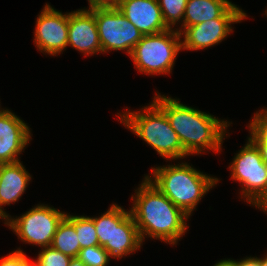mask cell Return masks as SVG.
Returning a JSON list of instances; mask_svg holds the SVG:
<instances>
[{
    "label": "cell",
    "mask_w": 267,
    "mask_h": 266,
    "mask_svg": "<svg viewBox=\"0 0 267 266\" xmlns=\"http://www.w3.org/2000/svg\"><path fill=\"white\" fill-rule=\"evenodd\" d=\"M130 210L142 243L146 237L176 245L188 230V216L146 177L135 190Z\"/></svg>",
    "instance_id": "obj_1"
},
{
    "label": "cell",
    "mask_w": 267,
    "mask_h": 266,
    "mask_svg": "<svg viewBox=\"0 0 267 266\" xmlns=\"http://www.w3.org/2000/svg\"><path fill=\"white\" fill-rule=\"evenodd\" d=\"M179 100L156 92L152 101L166 114L189 155L202 154L206 149L219 153L224 136H229L225 134L227 128L232 123L182 104Z\"/></svg>",
    "instance_id": "obj_2"
},
{
    "label": "cell",
    "mask_w": 267,
    "mask_h": 266,
    "mask_svg": "<svg viewBox=\"0 0 267 266\" xmlns=\"http://www.w3.org/2000/svg\"><path fill=\"white\" fill-rule=\"evenodd\" d=\"M151 171L153 174H146L145 177L188 216H191L203 196L219 182L218 178L208 176L187 162L154 166Z\"/></svg>",
    "instance_id": "obj_3"
},
{
    "label": "cell",
    "mask_w": 267,
    "mask_h": 266,
    "mask_svg": "<svg viewBox=\"0 0 267 266\" xmlns=\"http://www.w3.org/2000/svg\"><path fill=\"white\" fill-rule=\"evenodd\" d=\"M151 102L139 111L125 109V113H117V117L127 129L149 144L165 160L172 161L189 156L178 134L170 126L166 114Z\"/></svg>",
    "instance_id": "obj_4"
},
{
    "label": "cell",
    "mask_w": 267,
    "mask_h": 266,
    "mask_svg": "<svg viewBox=\"0 0 267 266\" xmlns=\"http://www.w3.org/2000/svg\"><path fill=\"white\" fill-rule=\"evenodd\" d=\"M228 169L231 179L240 182L243 200L267 213V164L249 137Z\"/></svg>",
    "instance_id": "obj_5"
},
{
    "label": "cell",
    "mask_w": 267,
    "mask_h": 266,
    "mask_svg": "<svg viewBox=\"0 0 267 266\" xmlns=\"http://www.w3.org/2000/svg\"><path fill=\"white\" fill-rule=\"evenodd\" d=\"M182 50L181 36L176 29L143 35L135 45L130 58L140 73L148 75L170 74Z\"/></svg>",
    "instance_id": "obj_6"
},
{
    "label": "cell",
    "mask_w": 267,
    "mask_h": 266,
    "mask_svg": "<svg viewBox=\"0 0 267 266\" xmlns=\"http://www.w3.org/2000/svg\"><path fill=\"white\" fill-rule=\"evenodd\" d=\"M67 213L44 204H38L19 216H9L4 224L8 226L22 242L39 247L51 246L58 225Z\"/></svg>",
    "instance_id": "obj_7"
},
{
    "label": "cell",
    "mask_w": 267,
    "mask_h": 266,
    "mask_svg": "<svg viewBox=\"0 0 267 266\" xmlns=\"http://www.w3.org/2000/svg\"><path fill=\"white\" fill-rule=\"evenodd\" d=\"M89 10L95 17L102 53L124 50L130 56L143 37L141 32L117 8Z\"/></svg>",
    "instance_id": "obj_8"
},
{
    "label": "cell",
    "mask_w": 267,
    "mask_h": 266,
    "mask_svg": "<svg viewBox=\"0 0 267 266\" xmlns=\"http://www.w3.org/2000/svg\"><path fill=\"white\" fill-rule=\"evenodd\" d=\"M247 14L234 3L219 17L194 26L176 28L180 33L182 50H202L212 47L233 32L231 24L240 23Z\"/></svg>",
    "instance_id": "obj_9"
},
{
    "label": "cell",
    "mask_w": 267,
    "mask_h": 266,
    "mask_svg": "<svg viewBox=\"0 0 267 266\" xmlns=\"http://www.w3.org/2000/svg\"><path fill=\"white\" fill-rule=\"evenodd\" d=\"M69 13L63 14L51 5H44L36 19L34 44L37 49L48 55L61 54L68 43Z\"/></svg>",
    "instance_id": "obj_10"
},
{
    "label": "cell",
    "mask_w": 267,
    "mask_h": 266,
    "mask_svg": "<svg viewBox=\"0 0 267 266\" xmlns=\"http://www.w3.org/2000/svg\"><path fill=\"white\" fill-rule=\"evenodd\" d=\"M30 127L9 109L0 112V164L20 161L31 138Z\"/></svg>",
    "instance_id": "obj_11"
},
{
    "label": "cell",
    "mask_w": 267,
    "mask_h": 266,
    "mask_svg": "<svg viewBox=\"0 0 267 266\" xmlns=\"http://www.w3.org/2000/svg\"><path fill=\"white\" fill-rule=\"evenodd\" d=\"M68 34L67 46L84 56L102 53L95 17L89 9L69 12Z\"/></svg>",
    "instance_id": "obj_12"
},
{
    "label": "cell",
    "mask_w": 267,
    "mask_h": 266,
    "mask_svg": "<svg viewBox=\"0 0 267 266\" xmlns=\"http://www.w3.org/2000/svg\"><path fill=\"white\" fill-rule=\"evenodd\" d=\"M142 244L130 210L113 203L111 257L121 259L141 249Z\"/></svg>",
    "instance_id": "obj_13"
},
{
    "label": "cell",
    "mask_w": 267,
    "mask_h": 266,
    "mask_svg": "<svg viewBox=\"0 0 267 266\" xmlns=\"http://www.w3.org/2000/svg\"><path fill=\"white\" fill-rule=\"evenodd\" d=\"M117 9L142 35L170 29L165 24L158 0H123Z\"/></svg>",
    "instance_id": "obj_14"
},
{
    "label": "cell",
    "mask_w": 267,
    "mask_h": 266,
    "mask_svg": "<svg viewBox=\"0 0 267 266\" xmlns=\"http://www.w3.org/2000/svg\"><path fill=\"white\" fill-rule=\"evenodd\" d=\"M30 173L26 171L21 161L0 164V219L6 220L10 215L3 206L17 202L26 191L30 180Z\"/></svg>",
    "instance_id": "obj_15"
},
{
    "label": "cell",
    "mask_w": 267,
    "mask_h": 266,
    "mask_svg": "<svg viewBox=\"0 0 267 266\" xmlns=\"http://www.w3.org/2000/svg\"><path fill=\"white\" fill-rule=\"evenodd\" d=\"M233 3L229 0H188L180 27L219 18Z\"/></svg>",
    "instance_id": "obj_16"
},
{
    "label": "cell",
    "mask_w": 267,
    "mask_h": 266,
    "mask_svg": "<svg viewBox=\"0 0 267 266\" xmlns=\"http://www.w3.org/2000/svg\"><path fill=\"white\" fill-rule=\"evenodd\" d=\"M51 246L71 258L78 257L81 250L78 236L73 225L65 217L58 225Z\"/></svg>",
    "instance_id": "obj_17"
},
{
    "label": "cell",
    "mask_w": 267,
    "mask_h": 266,
    "mask_svg": "<svg viewBox=\"0 0 267 266\" xmlns=\"http://www.w3.org/2000/svg\"><path fill=\"white\" fill-rule=\"evenodd\" d=\"M65 218L73 225L76 231L80 249L99 245L98 235L96 233L94 222L90 218V216H75L67 213L65 215Z\"/></svg>",
    "instance_id": "obj_18"
},
{
    "label": "cell",
    "mask_w": 267,
    "mask_h": 266,
    "mask_svg": "<svg viewBox=\"0 0 267 266\" xmlns=\"http://www.w3.org/2000/svg\"><path fill=\"white\" fill-rule=\"evenodd\" d=\"M98 235L99 245L102 246L111 258V233L113 224V204L101 216L90 217Z\"/></svg>",
    "instance_id": "obj_19"
},
{
    "label": "cell",
    "mask_w": 267,
    "mask_h": 266,
    "mask_svg": "<svg viewBox=\"0 0 267 266\" xmlns=\"http://www.w3.org/2000/svg\"><path fill=\"white\" fill-rule=\"evenodd\" d=\"M188 0H158L160 9L162 11L165 24L174 29V26L181 21L185 14V8Z\"/></svg>",
    "instance_id": "obj_20"
},
{
    "label": "cell",
    "mask_w": 267,
    "mask_h": 266,
    "mask_svg": "<svg viewBox=\"0 0 267 266\" xmlns=\"http://www.w3.org/2000/svg\"><path fill=\"white\" fill-rule=\"evenodd\" d=\"M249 122V138L255 144H267V108L257 111Z\"/></svg>",
    "instance_id": "obj_21"
},
{
    "label": "cell",
    "mask_w": 267,
    "mask_h": 266,
    "mask_svg": "<svg viewBox=\"0 0 267 266\" xmlns=\"http://www.w3.org/2000/svg\"><path fill=\"white\" fill-rule=\"evenodd\" d=\"M38 253V257L33 261L34 266H69L72 260L52 246L42 247Z\"/></svg>",
    "instance_id": "obj_22"
},
{
    "label": "cell",
    "mask_w": 267,
    "mask_h": 266,
    "mask_svg": "<svg viewBox=\"0 0 267 266\" xmlns=\"http://www.w3.org/2000/svg\"><path fill=\"white\" fill-rule=\"evenodd\" d=\"M77 258L86 266H107L110 261L108 252L100 245L82 248Z\"/></svg>",
    "instance_id": "obj_23"
},
{
    "label": "cell",
    "mask_w": 267,
    "mask_h": 266,
    "mask_svg": "<svg viewBox=\"0 0 267 266\" xmlns=\"http://www.w3.org/2000/svg\"><path fill=\"white\" fill-rule=\"evenodd\" d=\"M0 266H34L33 261L26 257V254L20 248L12 251L7 256L0 259Z\"/></svg>",
    "instance_id": "obj_24"
},
{
    "label": "cell",
    "mask_w": 267,
    "mask_h": 266,
    "mask_svg": "<svg viewBox=\"0 0 267 266\" xmlns=\"http://www.w3.org/2000/svg\"><path fill=\"white\" fill-rule=\"evenodd\" d=\"M123 0H88V9L117 8Z\"/></svg>",
    "instance_id": "obj_25"
},
{
    "label": "cell",
    "mask_w": 267,
    "mask_h": 266,
    "mask_svg": "<svg viewBox=\"0 0 267 266\" xmlns=\"http://www.w3.org/2000/svg\"><path fill=\"white\" fill-rule=\"evenodd\" d=\"M231 260L235 263V266H260V258L258 257H245L240 261L234 259Z\"/></svg>",
    "instance_id": "obj_26"
},
{
    "label": "cell",
    "mask_w": 267,
    "mask_h": 266,
    "mask_svg": "<svg viewBox=\"0 0 267 266\" xmlns=\"http://www.w3.org/2000/svg\"><path fill=\"white\" fill-rule=\"evenodd\" d=\"M258 147L263 161L267 164V144H256Z\"/></svg>",
    "instance_id": "obj_27"
},
{
    "label": "cell",
    "mask_w": 267,
    "mask_h": 266,
    "mask_svg": "<svg viewBox=\"0 0 267 266\" xmlns=\"http://www.w3.org/2000/svg\"><path fill=\"white\" fill-rule=\"evenodd\" d=\"M213 266H235V263L231 259H221L217 263H215Z\"/></svg>",
    "instance_id": "obj_28"
},
{
    "label": "cell",
    "mask_w": 267,
    "mask_h": 266,
    "mask_svg": "<svg viewBox=\"0 0 267 266\" xmlns=\"http://www.w3.org/2000/svg\"><path fill=\"white\" fill-rule=\"evenodd\" d=\"M69 266H86V265L83 264L78 258H72Z\"/></svg>",
    "instance_id": "obj_29"
},
{
    "label": "cell",
    "mask_w": 267,
    "mask_h": 266,
    "mask_svg": "<svg viewBox=\"0 0 267 266\" xmlns=\"http://www.w3.org/2000/svg\"><path fill=\"white\" fill-rule=\"evenodd\" d=\"M264 256L260 258V266H267V254Z\"/></svg>",
    "instance_id": "obj_30"
}]
</instances>
